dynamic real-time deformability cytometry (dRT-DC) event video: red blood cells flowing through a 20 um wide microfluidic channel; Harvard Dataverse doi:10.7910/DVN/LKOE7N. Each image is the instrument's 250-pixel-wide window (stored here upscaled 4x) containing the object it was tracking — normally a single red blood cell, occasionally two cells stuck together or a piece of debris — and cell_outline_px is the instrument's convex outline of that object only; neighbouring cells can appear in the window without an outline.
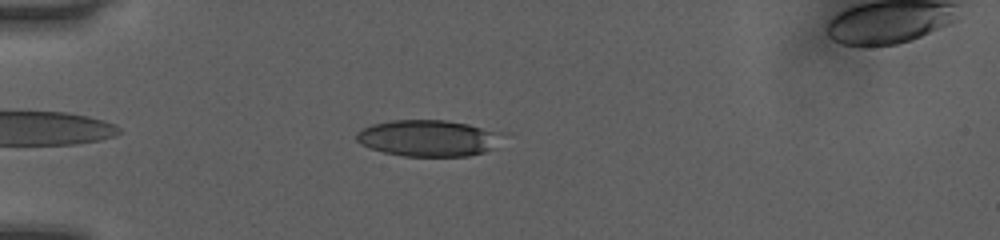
{"species": "human", "species_latin": "Homo sapiens", "temperature_condition": "room temperature", "stored_images_in_passage": 38, "camera_frame_rate_fps": 3000, "um_per_image_px": 0.085, "donor": {"sex": "female"}, "frame": {"image": 1, "passage_image": 5, "time_ms": 1.333, "image_size_px": [1000, 240], "cell_outline_px": [[488, 148], [484, 152], [468, 156], [404, 156], [384, 152], [372, 148], [356, 140], [356, 136], [364, 128], [372, 124], [392, 120], [444, 120], [468, 124], [480, 128], [488, 132]], "centroid_in_image_um": [36.13, 11.74], "position_along_channel_um": 48.9, "area_um2": 28.96}}
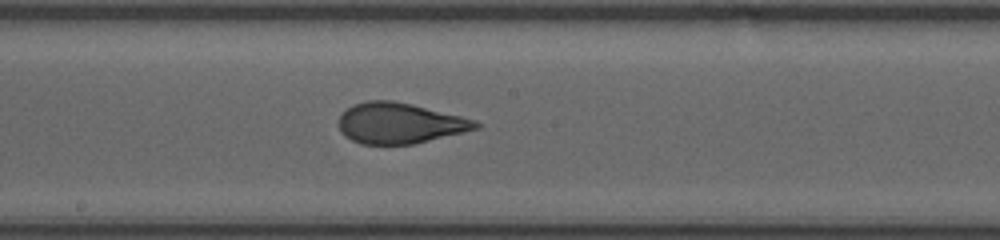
{"frame": {"image": 2, "passage_image": 19, "time_ms": 6.0, "image_size_px": [1000, 240], "cell_outline_px": [[480, 128], [412, 144], [360, 144], [344, 136], [340, 132], [340, 116], [352, 104], [368, 100], [392, 100], [412, 104], [460, 116], [472, 120], [480, 124]], "centroid_in_image_um": [33.93, 10.47], "position_along_channel_um": 214.3, "area_um2": 32.14}}
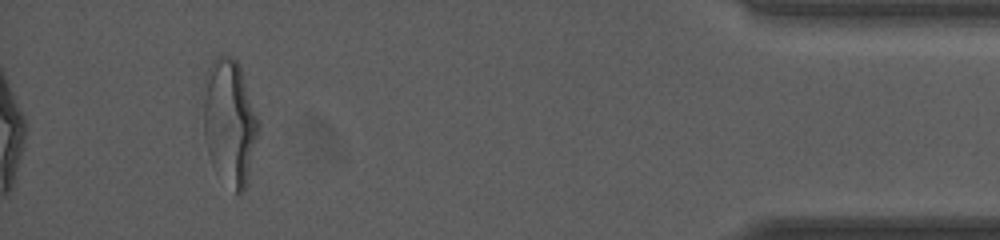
{"frame": {"image": 3, "passage_image": 38, "time_ms": 12.333, "image_size_px": [1000, 240], "cell_outline_px": [[260, 128], [244, 188], [240, 192], [236, 192], [204, 132], [200, 92], [204, 76], [208, 68], [216, 56], [232, 56], [236, 60], [240, 68], [260, 124]], "centroid_in_image_um": [19.52, 10.07], "position_along_channel_um": 415.7, "area_um2": 38.03}, "authors_computed_cell_mechanics": {"area_um2": 32.368, "velocity_mm_per_s": 4.0786, "shape_relaxation_time_tau1_ms": 5.0656, "shape_relaxation_time_tau2_ms": 0.6944, "deformation_change_tau1": 0.1968, "deformation_change_tau2": 0.0705}}